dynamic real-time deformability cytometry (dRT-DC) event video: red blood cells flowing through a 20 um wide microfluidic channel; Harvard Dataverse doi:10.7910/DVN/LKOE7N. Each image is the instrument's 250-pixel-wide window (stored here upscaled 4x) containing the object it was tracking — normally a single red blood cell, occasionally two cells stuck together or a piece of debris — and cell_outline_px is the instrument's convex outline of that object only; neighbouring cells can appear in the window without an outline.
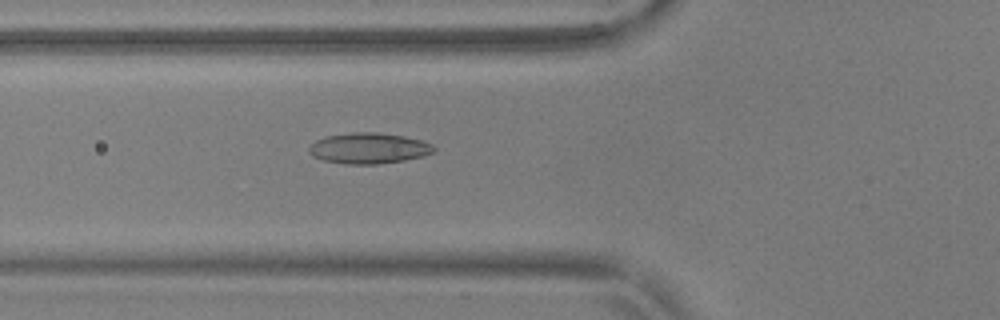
{"species": "common noctule bat (a hibernating species)", "species_latin": "Nyctalus noctula", "temperature_condition": "warm", "stored_images_in_passage": 55, "camera_frame_rate_fps": 3000, "um_per_image_px": 0.085, "animal": {"sex": "male", "body_mass_g": 17.9, "forearm_length_mm": 54.2}, "frame": {"image": 1, "passage_image": 21, "time_ms": 6.667, "image_size_px": [1000, 320], "cell_outline_px": [[436, 148], [432, 152], [424, 156], [404, 160], [376, 164], [344, 164], [324, 160], [312, 156], [308, 152], [308, 148], [316, 140], [324, 136], [352, 132], [376, 132], [404, 136], [420, 140], [432, 144]], "centroid_in_image_um": [31.32, 12.6], "position_along_channel_um": 94.5, "area_um2": 22.43}}
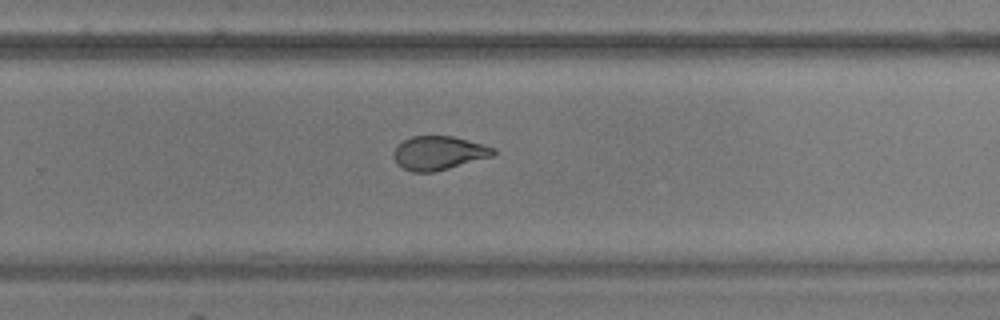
{"frame": {"image": 2, "passage_image": 37, "time_ms": 12.0, "image_size_px": [1000, 320], "cell_outline_px": [[496, 152], [492, 156], [436, 172], [412, 172], [396, 164], [392, 156], [392, 152], [404, 140], [412, 136], [452, 136], [484, 144], [496, 148]], "centroid_in_image_um": [37.28, 13.01], "position_along_channel_um": 292.5, "area_um2": 19.71}}
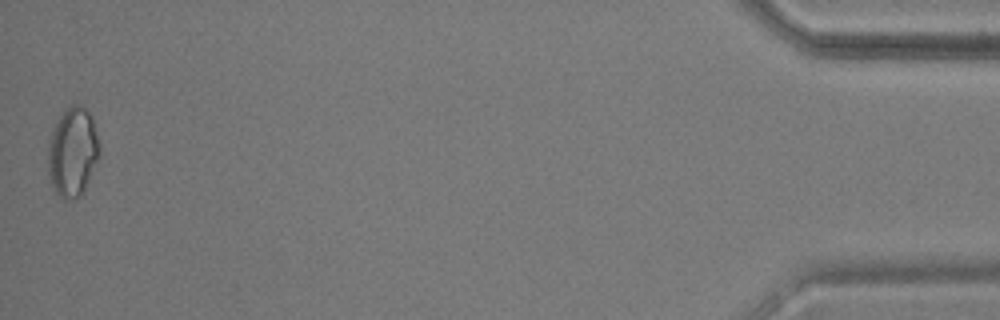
{"frame": {"image": 3, "passage_image": 55, "time_ms": 18.0, "image_size_px": [1000, 320], "cell_outline_px": [[100, 152], [88, 180], [84, 188], [76, 196], [68, 200], [64, 200], [56, 192], [52, 184], [48, 172], [48, 140], [52, 128], [60, 116], [72, 104], [80, 104], [92, 116], [100, 148]], "centroid_in_image_um": [6.15, 12.88], "position_along_channel_um": 429.0, "area_um2": 26.3}, "authors_computed_cell_mechanics": {"area_um2": 21.2126, "velocity_mm_per_s": 3.703, "shape_relaxation_time_tau1_ms": null, "shape_relaxation_time_tau2_ms": 1.1881, "deformation_change_tau1": null, "deformation_change_tau2": 0.0754}}